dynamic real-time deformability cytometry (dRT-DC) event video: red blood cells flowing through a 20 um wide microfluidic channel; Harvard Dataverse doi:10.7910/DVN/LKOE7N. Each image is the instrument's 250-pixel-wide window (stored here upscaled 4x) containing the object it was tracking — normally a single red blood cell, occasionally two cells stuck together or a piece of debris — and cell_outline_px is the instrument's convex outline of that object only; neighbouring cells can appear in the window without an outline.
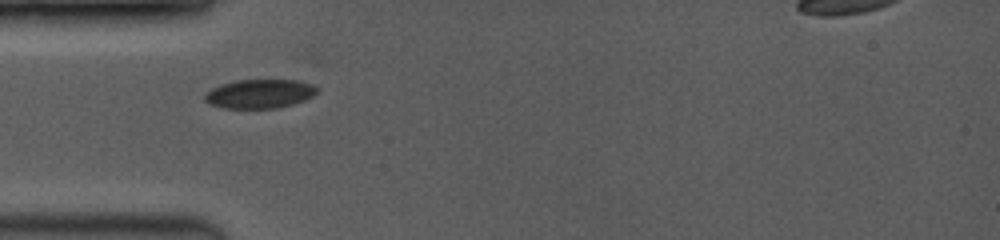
{"species": "common noctule bat (a hibernating species)", "species_latin": "Nyctalus noctula", "temperature_condition": "room temperature", "stored_images_in_passage": 24, "camera_frame_rate_fps": 3500, "um_per_image_px": 0.085, "animal": {"sex": "female", "body_mass_g": 19.0, "forearm_length_mm": 53.3}, "frame": {"image": 1, "passage_image": 1, "time_ms": 0.0, "image_size_px": [1000, 240], "cell_outline_px": [[316, 92], [312, 96], [304, 100], [292, 104], [276, 108], [224, 108], [208, 104], [204, 100], [204, 96], [212, 88], [220, 84], [236, 80], [296, 80], [312, 84], [316, 88]], "centroid_in_image_um": [22.03, 7.97], "position_along_channel_um": 63.0, "area_um2": 18.84}}
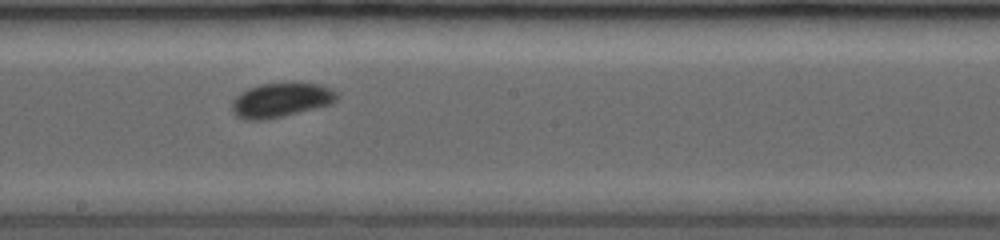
{"frame": {"image": 2, "passage_image": 10, "time_ms": 4.0, "image_size_px": [1000, 240], "cell_outline_px": [[336, 100], [332, 104], [284, 116], [264, 120], [244, 120], [236, 116], [232, 112], [232, 100], [240, 92], [248, 88], [260, 84], [320, 84], [332, 88], [336, 92]], "centroid_in_image_um": [23.84, 8.53], "position_along_channel_um": 224.4, "area_um2": 20.92}}
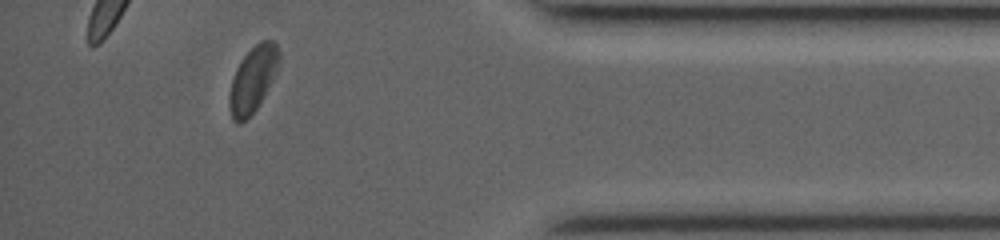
{"frame": {"image": 3, "passage_image": 21, "time_ms": 9.143, "image_size_px": [1000, 240], "cell_outline_px": [[280, 60], [256, 108], [240, 124], [236, 124], [232, 120], [228, 104], [228, 96], [232, 76], [240, 60], [260, 40], [272, 40], [276, 44], [280, 52]], "centroid_in_image_um": [21.43, 6.73], "position_along_channel_um": 413.8, "area_um2": 18.61}, "authors_computed_cell_mechanics": {"area_um2": 20.23, "velocity_mm_per_s": 4.0649, "shape_relaxation_time_tau1_ms": 2.7397, "shape_relaxation_time_tau2_ms": 1.0166, "deformation_change_tau1": 0.0503, "deformation_change_tau2": 0.0268}}